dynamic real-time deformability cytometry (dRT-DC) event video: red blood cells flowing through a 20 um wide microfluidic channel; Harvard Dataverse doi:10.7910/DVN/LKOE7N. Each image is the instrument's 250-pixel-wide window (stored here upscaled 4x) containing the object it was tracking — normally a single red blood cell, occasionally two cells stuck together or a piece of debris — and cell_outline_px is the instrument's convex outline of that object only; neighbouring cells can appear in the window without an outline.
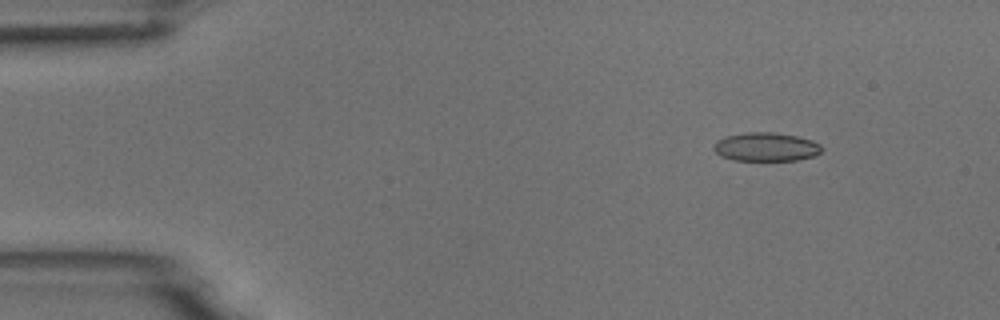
{"species": "common noctule bat (a hibernating species)", "species_latin": "Nyctalus noctula", "temperature_condition": "room temperature", "stored_images_in_passage": 48, "camera_frame_rate_fps": 3000, "um_per_image_px": 0.085, "animal": {"sex": "male", "body_mass_g": 18.8}, "frame": {"image": 1, "passage_image": 1, "time_ms": 0.0, "image_size_px": [1000, 320], "cell_outline_px": [[824, 148], [816, 156], [796, 160], [732, 160], [720, 156], [712, 148], [716, 140], [728, 136], [748, 132], [776, 132], [796, 136], [812, 140], [820, 144]], "centroid_in_image_um": [65.12, 12.49], "position_along_channel_um": 19.9, "area_um2": 18.15}}
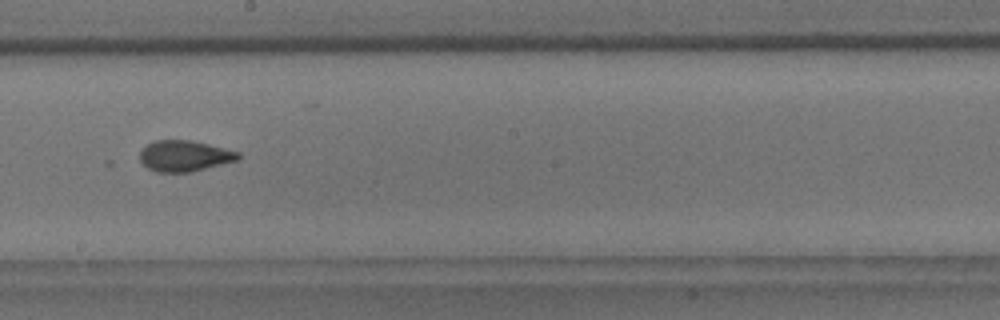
{"frame": {"image": 2, "passage_image": 25, "time_ms": 8.0, "image_size_px": [1000, 320], "cell_outline_px": [[240, 160], [192, 172], [156, 172], [148, 168], [140, 160], [140, 152], [148, 144], [156, 140], [192, 140], [240, 152]], "centroid_in_image_um": [15.72, 13.26], "position_along_channel_um": 232.5, "area_um2": 17.8}}
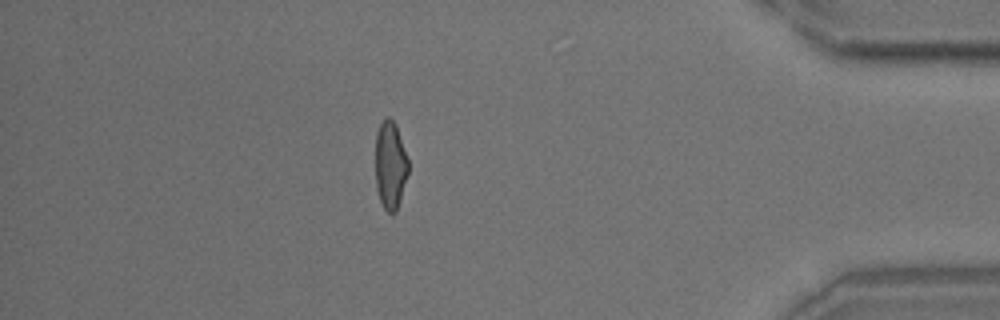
{"frame": {"image": 3, "passage_image": 42, "time_ms": 13.667, "image_size_px": [1000, 320], "cell_outline_px": [[408, 172], [396, 212], [392, 216], [384, 208], [380, 200], [376, 188], [376, 132], [384, 116], [388, 116], [396, 124], [408, 160]], "centroid_in_image_um": [33.17, 14.03], "position_along_channel_um": 402.0, "area_um2": 16.82}, "authors_computed_cell_mechanics": {"area_um2": 17.918, "velocity_mm_per_s": 3.7187, "shape_relaxation_time_tau1_ms": 3.5446, "shape_relaxation_time_tau2_ms": null, "deformation_change_tau1": 0.148, "deformation_change_tau2": null}}